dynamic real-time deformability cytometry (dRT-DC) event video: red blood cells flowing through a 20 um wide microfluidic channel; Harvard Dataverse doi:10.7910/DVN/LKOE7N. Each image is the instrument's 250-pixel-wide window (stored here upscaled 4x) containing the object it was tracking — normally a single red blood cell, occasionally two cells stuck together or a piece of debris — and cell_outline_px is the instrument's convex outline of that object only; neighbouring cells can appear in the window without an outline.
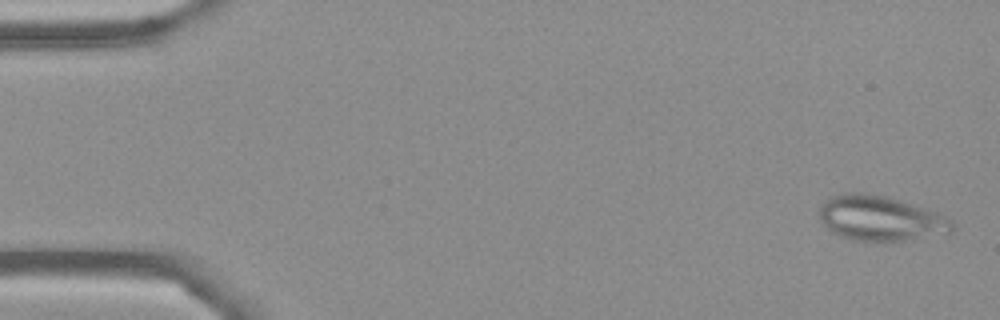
{"species": "Egyptian fruit bat (a non-hibernating species)", "species_latin": "Rousettus aegyptiacus", "temperature_condition": "cold", "stored_images_in_passage": 5, "camera_frame_rate_fps": 3000, "um_per_image_px": 0.085, "frame": {"image": 1, "passage_image": 1, "time_ms": 0.0, "image_size_px": [1000, 320], "cell_outline_px": [[956, 228], [952, 232], [904, 240], [852, 240], [840, 236], [832, 232], [820, 220], [820, 204], [832, 196], [844, 192], [864, 192], [888, 196], [936, 212], [952, 220]], "centroid_in_image_um": [74.82, 18.53], "position_along_channel_um": 10.2, "area_um2": 34.68}}